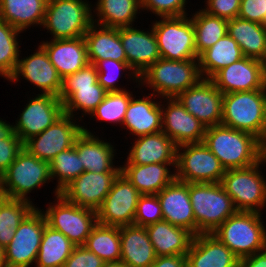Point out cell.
<instances>
[{
	"label": "cell",
	"instance_id": "obj_1",
	"mask_svg": "<svg viewBox=\"0 0 266 267\" xmlns=\"http://www.w3.org/2000/svg\"><path fill=\"white\" fill-rule=\"evenodd\" d=\"M203 143L225 170L250 167L261 160L262 142L257 137L224 125L206 128Z\"/></svg>",
	"mask_w": 266,
	"mask_h": 267
},
{
	"label": "cell",
	"instance_id": "obj_2",
	"mask_svg": "<svg viewBox=\"0 0 266 267\" xmlns=\"http://www.w3.org/2000/svg\"><path fill=\"white\" fill-rule=\"evenodd\" d=\"M201 79L198 59L178 61L160 58L139 76L137 86L152 88V93L161 100L176 98Z\"/></svg>",
	"mask_w": 266,
	"mask_h": 267
},
{
	"label": "cell",
	"instance_id": "obj_3",
	"mask_svg": "<svg viewBox=\"0 0 266 267\" xmlns=\"http://www.w3.org/2000/svg\"><path fill=\"white\" fill-rule=\"evenodd\" d=\"M221 125L250 133L262 142L266 136L265 89L224 94Z\"/></svg>",
	"mask_w": 266,
	"mask_h": 267
},
{
	"label": "cell",
	"instance_id": "obj_4",
	"mask_svg": "<svg viewBox=\"0 0 266 267\" xmlns=\"http://www.w3.org/2000/svg\"><path fill=\"white\" fill-rule=\"evenodd\" d=\"M262 213L237 211L212 234L239 259L266 249V226Z\"/></svg>",
	"mask_w": 266,
	"mask_h": 267
},
{
	"label": "cell",
	"instance_id": "obj_5",
	"mask_svg": "<svg viewBox=\"0 0 266 267\" xmlns=\"http://www.w3.org/2000/svg\"><path fill=\"white\" fill-rule=\"evenodd\" d=\"M197 235L214 232L237 210L221 183H189Z\"/></svg>",
	"mask_w": 266,
	"mask_h": 267
},
{
	"label": "cell",
	"instance_id": "obj_6",
	"mask_svg": "<svg viewBox=\"0 0 266 267\" xmlns=\"http://www.w3.org/2000/svg\"><path fill=\"white\" fill-rule=\"evenodd\" d=\"M107 91L98 83V72L94 64L89 63L84 68L62 79L59 99L63 103L64 114L75 118V111H81V120L86 114L91 115L103 101ZM75 113V114H74Z\"/></svg>",
	"mask_w": 266,
	"mask_h": 267
},
{
	"label": "cell",
	"instance_id": "obj_7",
	"mask_svg": "<svg viewBox=\"0 0 266 267\" xmlns=\"http://www.w3.org/2000/svg\"><path fill=\"white\" fill-rule=\"evenodd\" d=\"M50 181H52L50 163L38 159L25 148L18 153L14 162L0 176L4 197L29 202L32 201L28 194L35 189L37 191V188H42Z\"/></svg>",
	"mask_w": 266,
	"mask_h": 267
},
{
	"label": "cell",
	"instance_id": "obj_8",
	"mask_svg": "<svg viewBox=\"0 0 266 267\" xmlns=\"http://www.w3.org/2000/svg\"><path fill=\"white\" fill-rule=\"evenodd\" d=\"M92 7L87 0H48L42 27L53 40L84 37L93 23Z\"/></svg>",
	"mask_w": 266,
	"mask_h": 267
},
{
	"label": "cell",
	"instance_id": "obj_9",
	"mask_svg": "<svg viewBox=\"0 0 266 267\" xmlns=\"http://www.w3.org/2000/svg\"><path fill=\"white\" fill-rule=\"evenodd\" d=\"M264 164L261 159L250 167L225 171L220 183L237 211L262 213L266 207V178L260 171Z\"/></svg>",
	"mask_w": 266,
	"mask_h": 267
},
{
	"label": "cell",
	"instance_id": "obj_10",
	"mask_svg": "<svg viewBox=\"0 0 266 267\" xmlns=\"http://www.w3.org/2000/svg\"><path fill=\"white\" fill-rule=\"evenodd\" d=\"M53 202L46 211L42 209L47 225L63 233L75 246H83L98 223L96 211L70 203L61 194L55 195Z\"/></svg>",
	"mask_w": 266,
	"mask_h": 267
},
{
	"label": "cell",
	"instance_id": "obj_11",
	"mask_svg": "<svg viewBox=\"0 0 266 267\" xmlns=\"http://www.w3.org/2000/svg\"><path fill=\"white\" fill-rule=\"evenodd\" d=\"M161 19L152 24L161 58L178 61L198 59L191 17L183 15Z\"/></svg>",
	"mask_w": 266,
	"mask_h": 267
},
{
	"label": "cell",
	"instance_id": "obj_12",
	"mask_svg": "<svg viewBox=\"0 0 266 267\" xmlns=\"http://www.w3.org/2000/svg\"><path fill=\"white\" fill-rule=\"evenodd\" d=\"M225 171L203 142L177 146V180L186 183H220Z\"/></svg>",
	"mask_w": 266,
	"mask_h": 267
},
{
	"label": "cell",
	"instance_id": "obj_13",
	"mask_svg": "<svg viewBox=\"0 0 266 267\" xmlns=\"http://www.w3.org/2000/svg\"><path fill=\"white\" fill-rule=\"evenodd\" d=\"M47 221L37 206L24 218L5 247L7 267H29L36 263Z\"/></svg>",
	"mask_w": 266,
	"mask_h": 267
},
{
	"label": "cell",
	"instance_id": "obj_14",
	"mask_svg": "<svg viewBox=\"0 0 266 267\" xmlns=\"http://www.w3.org/2000/svg\"><path fill=\"white\" fill-rule=\"evenodd\" d=\"M77 123L74 117L63 114L46 130L26 140L23 148L50 163L57 154L74 146L76 138L83 131V126Z\"/></svg>",
	"mask_w": 266,
	"mask_h": 267
},
{
	"label": "cell",
	"instance_id": "obj_15",
	"mask_svg": "<svg viewBox=\"0 0 266 267\" xmlns=\"http://www.w3.org/2000/svg\"><path fill=\"white\" fill-rule=\"evenodd\" d=\"M140 192L120 173L101 206L96 210L98 223L110 226L132 225Z\"/></svg>",
	"mask_w": 266,
	"mask_h": 267
},
{
	"label": "cell",
	"instance_id": "obj_16",
	"mask_svg": "<svg viewBox=\"0 0 266 267\" xmlns=\"http://www.w3.org/2000/svg\"><path fill=\"white\" fill-rule=\"evenodd\" d=\"M34 98L24 105L15 125L12 123V131L18 135L24 143L30 137L35 136L51 126L63 112V103L59 97L52 94H36Z\"/></svg>",
	"mask_w": 266,
	"mask_h": 267
},
{
	"label": "cell",
	"instance_id": "obj_17",
	"mask_svg": "<svg viewBox=\"0 0 266 267\" xmlns=\"http://www.w3.org/2000/svg\"><path fill=\"white\" fill-rule=\"evenodd\" d=\"M224 94L210 79L202 78L196 85L180 93L176 99L186 111L206 128L221 125Z\"/></svg>",
	"mask_w": 266,
	"mask_h": 267
},
{
	"label": "cell",
	"instance_id": "obj_18",
	"mask_svg": "<svg viewBox=\"0 0 266 267\" xmlns=\"http://www.w3.org/2000/svg\"><path fill=\"white\" fill-rule=\"evenodd\" d=\"M210 80L223 93L264 88V61L244 56L220 69Z\"/></svg>",
	"mask_w": 266,
	"mask_h": 267
},
{
	"label": "cell",
	"instance_id": "obj_19",
	"mask_svg": "<svg viewBox=\"0 0 266 267\" xmlns=\"http://www.w3.org/2000/svg\"><path fill=\"white\" fill-rule=\"evenodd\" d=\"M20 76L23 77L22 79L30 81L33 87L39 88L42 94L59 96L62 78L40 45L33 54L25 56L23 59L19 58L17 67L8 81L17 83Z\"/></svg>",
	"mask_w": 266,
	"mask_h": 267
},
{
	"label": "cell",
	"instance_id": "obj_20",
	"mask_svg": "<svg viewBox=\"0 0 266 267\" xmlns=\"http://www.w3.org/2000/svg\"><path fill=\"white\" fill-rule=\"evenodd\" d=\"M166 104H161L162 132L177 146L189 143L203 142L206 127L176 98H163ZM165 105V107H164Z\"/></svg>",
	"mask_w": 266,
	"mask_h": 267
},
{
	"label": "cell",
	"instance_id": "obj_21",
	"mask_svg": "<svg viewBox=\"0 0 266 267\" xmlns=\"http://www.w3.org/2000/svg\"><path fill=\"white\" fill-rule=\"evenodd\" d=\"M119 174L84 171L60 194L70 203L96 211L110 192L112 184Z\"/></svg>",
	"mask_w": 266,
	"mask_h": 267
},
{
	"label": "cell",
	"instance_id": "obj_22",
	"mask_svg": "<svg viewBox=\"0 0 266 267\" xmlns=\"http://www.w3.org/2000/svg\"><path fill=\"white\" fill-rule=\"evenodd\" d=\"M120 39L127 63L138 77L161 58L152 26L148 31L133 26L120 27Z\"/></svg>",
	"mask_w": 266,
	"mask_h": 267
},
{
	"label": "cell",
	"instance_id": "obj_23",
	"mask_svg": "<svg viewBox=\"0 0 266 267\" xmlns=\"http://www.w3.org/2000/svg\"><path fill=\"white\" fill-rule=\"evenodd\" d=\"M163 220L197 235V225L189 195V183L175 179L157 193Z\"/></svg>",
	"mask_w": 266,
	"mask_h": 267
},
{
	"label": "cell",
	"instance_id": "obj_24",
	"mask_svg": "<svg viewBox=\"0 0 266 267\" xmlns=\"http://www.w3.org/2000/svg\"><path fill=\"white\" fill-rule=\"evenodd\" d=\"M74 146L78 152L84 171L96 173H121L120 166L114 165L115 153L111 142H105L83 126L82 133L76 138Z\"/></svg>",
	"mask_w": 266,
	"mask_h": 267
},
{
	"label": "cell",
	"instance_id": "obj_25",
	"mask_svg": "<svg viewBox=\"0 0 266 267\" xmlns=\"http://www.w3.org/2000/svg\"><path fill=\"white\" fill-rule=\"evenodd\" d=\"M187 267H238L239 258L212 233L195 235L186 254Z\"/></svg>",
	"mask_w": 266,
	"mask_h": 267
},
{
	"label": "cell",
	"instance_id": "obj_26",
	"mask_svg": "<svg viewBox=\"0 0 266 267\" xmlns=\"http://www.w3.org/2000/svg\"><path fill=\"white\" fill-rule=\"evenodd\" d=\"M40 46L46 51L50 62L62 79L89 64L84 37L46 40L42 41Z\"/></svg>",
	"mask_w": 266,
	"mask_h": 267
},
{
	"label": "cell",
	"instance_id": "obj_27",
	"mask_svg": "<svg viewBox=\"0 0 266 267\" xmlns=\"http://www.w3.org/2000/svg\"><path fill=\"white\" fill-rule=\"evenodd\" d=\"M154 96L153 93L139 96V99L132 96L121 125L130 135L139 137L162 131V102L156 101Z\"/></svg>",
	"mask_w": 266,
	"mask_h": 267
},
{
	"label": "cell",
	"instance_id": "obj_28",
	"mask_svg": "<svg viewBox=\"0 0 266 267\" xmlns=\"http://www.w3.org/2000/svg\"><path fill=\"white\" fill-rule=\"evenodd\" d=\"M134 141L124 164L176 163L177 145L164 132L139 136Z\"/></svg>",
	"mask_w": 266,
	"mask_h": 267
},
{
	"label": "cell",
	"instance_id": "obj_29",
	"mask_svg": "<svg viewBox=\"0 0 266 267\" xmlns=\"http://www.w3.org/2000/svg\"><path fill=\"white\" fill-rule=\"evenodd\" d=\"M172 167H174V172L170 171ZM175 167L176 163L120 165L121 173L141 195L157 194L167 185L172 183L176 179Z\"/></svg>",
	"mask_w": 266,
	"mask_h": 267
},
{
	"label": "cell",
	"instance_id": "obj_30",
	"mask_svg": "<svg viewBox=\"0 0 266 267\" xmlns=\"http://www.w3.org/2000/svg\"><path fill=\"white\" fill-rule=\"evenodd\" d=\"M121 258L128 267H150L157 255L143 226H120Z\"/></svg>",
	"mask_w": 266,
	"mask_h": 267
},
{
	"label": "cell",
	"instance_id": "obj_31",
	"mask_svg": "<svg viewBox=\"0 0 266 267\" xmlns=\"http://www.w3.org/2000/svg\"><path fill=\"white\" fill-rule=\"evenodd\" d=\"M89 63L105 59L127 62L120 39V27H106L92 23L84 34Z\"/></svg>",
	"mask_w": 266,
	"mask_h": 267
},
{
	"label": "cell",
	"instance_id": "obj_32",
	"mask_svg": "<svg viewBox=\"0 0 266 267\" xmlns=\"http://www.w3.org/2000/svg\"><path fill=\"white\" fill-rule=\"evenodd\" d=\"M157 257L186 255L194 235L187 229L162 220L145 227Z\"/></svg>",
	"mask_w": 266,
	"mask_h": 267
},
{
	"label": "cell",
	"instance_id": "obj_33",
	"mask_svg": "<svg viewBox=\"0 0 266 267\" xmlns=\"http://www.w3.org/2000/svg\"><path fill=\"white\" fill-rule=\"evenodd\" d=\"M227 33L238 43L243 56L266 61V26L239 17L228 20Z\"/></svg>",
	"mask_w": 266,
	"mask_h": 267
},
{
	"label": "cell",
	"instance_id": "obj_34",
	"mask_svg": "<svg viewBox=\"0 0 266 267\" xmlns=\"http://www.w3.org/2000/svg\"><path fill=\"white\" fill-rule=\"evenodd\" d=\"M48 0H0V19L23 31L42 26Z\"/></svg>",
	"mask_w": 266,
	"mask_h": 267
},
{
	"label": "cell",
	"instance_id": "obj_35",
	"mask_svg": "<svg viewBox=\"0 0 266 267\" xmlns=\"http://www.w3.org/2000/svg\"><path fill=\"white\" fill-rule=\"evenodd\" d=\"M95 5L93 23L114 28L134 26L141 10V0H97Z\"/></svg>",
	"mask_w": 266,
	"mask_h": 267
},
{
	"label": "cell",
	"instance_id": "obj_36",
	"mask_svg": "<svg viewBox=\"0 0 266 267\" xmlns=\"http://www.w3.org/2000/svg\"><path fill=\"white\" fill-rule=\"evenodd\" d=\"M238 43L227 33L213 46L203 51L199 57V69L202 78L210 79L220 69L243 58Z\"/></svg>",
	"mask_w": 266,
	"mask_h": 267
},
{
	"label": "cell",
	"instance_id": "obj_37",
	"mask_svg": "<svg viewBox=\"0 0 266 267\" xmlns=\"http://www.w3.org/2000/svg\"><path fill=\"white\" fill-rule=\"evenodd\" d=\"M75 245L61 232L46 225L42 234L36 267H63Z\"/></svg>",
	"mask_w": 266,
	"mask_h": 267
},
{
	"label": "cell",
	"instance_id": "obj_38",
	"mask_svg": "<svg viewBox=\"0 0 266 267\" xmlns=\"http://www.w3.org/2000/svg\"><path fill=\"white\" fill-rule=\"evenodd\" d=\"M83 246L105 263L119 262L121 258L120 227L97 223Z\"/></svg>",
	"mask_w": 266,
	"mask_h": 267
},
{
	"label": "cell",
	"instance_id": "obj_39",
	"mask_svg": "<svg viewBox=\"0 0 266 267\" xmlns=\"http://www.w3.org/2000/svg\"><path fill=\"white\" fill-rule=\"evenodd\" d=\"M195 48L199 56L227 34L228 20L210 15L202 9L192 14Z\"/></svg>",
	"mask_w": 266,
	"mask_h": 267
},
{
	"label": "cell",
	"instance_id": "obj_40",
	"mask_svg": "<svg viewBox=\"0 0 266 267\" xmlns=\"http://www.w3.org/2000/svg\"><path fill=\"white\" fill-rule=\"evenodd\" d=\"M33 202L3 197L0 201V245L11 242L24 218L35 208Z\"/></svg>",
	"mask_w": 266,
	"mask_h": 267
},
{
	"label": "cell",
	"instance_id": "obj_41",
	"mask_svg": "<svg viewBox=\"0 0 266 267\" xmlns=\"http://www.w3.org/2000/svg\"><path fill=\"white\" fill-rule=\"evenodd\" d=\"M84 172V166L81 164L78 152L75 146L60 152L50 162V173L52 180H57L55 195L70 184L74 179Z\"/></svg>",
	"mask_w": 266,
	"mask_h": 267
},
{
	"label": "cell",
	"instance_id": "obj_42",
	"mask_svg": "<svg viewBox=\"0 0 266 267\" xmlns=\"http://www.w3.org/2000/svg\"><path fill=\"white\" fill-rule=\"evenodd\" d=\"M21 31L0 19V76L9 80L21 54L18 39Z\"/></svg>",
	"mask_w": 266,
	"mask_h": 267
},
{
	"label": "cell",
	"instance_id": "obj_43",
	"mask_svg": "<svg viewBox=\"0 0 266 267\" xmlns=\"http://www.w3.org/2000/svg\"><path fill=\"white\" fill-rule=\"evenodd\" d=\"M133 96L128 90L107 92L103 101L96 107L89 117L114 124H122L126 110Z\"/></svg>",
	"mask_w": 266,
	"mask_h": 267
},
{
	"label": "cell",
	"instance_id": "obj_44",
	"mask_svg": "<svg viewBox=\"0 0 266 267\" xmlns=\"http://www.w3.org/2000/svg\"><path fill=\"white\" fill-rule=\"evenodd\" d=\"M93 64L98 72V83L107 92L126 90V88H122L116 84L118 79L122 76L120 74L122 70H125L126 73L128 70L129 72L127 76H130L128 78H132L133 82L134 80L136 83L139 82V77L132 71L127 62H118L112 59H105L101 61H95Z\"/></svg>",
	"mask_w": 266,
	"mask_h": 267
},
{
	"label": "cell",
	"instance_id": "obj_45",
	"mask_svg": "<svg viewBox=\"0 0 266 267\" xmlns=\"http://www.w3.org/2000/svg\"><path fill=\"white\" fill-rule=\"evenodd\" d=\"M162 220L163 213L157 194L140 195L133 224L146 227Z\"/></svg>",
	"mask_w": 266,
	"mask_h": 267
},
{
	"label": "cell",
	"instance_id": "obj_46",
	"mask_svg": "<svg viewBox=\"0 0 266 267\" xmlns=\"http://www.w3.org/2000/svg\"><path fill=\"white\" fill-rule=\"evenodd\" d=\"M187 0H141V11L147 10L159 18L187 15Z\"/></svg>",
	"mask_w": 266,
	"mask_h": 267
},
{
	"label": "cell",
	"instance_id": "obj_47",
	"mask_svg": "<svg viewBox=\"0 0 266 267\" xmlns=\"http://www.w3.org/2000/svg\"><path fill=\"white\" fill-rule=\"evenodd\" d=\"M22 149L23 142L12 130L0 139V176L14 162Z\"/></svg>",
	"mask_w": 266,
	"mask_h": 267
},
{
	"label": "cell",
	"instance_id": "obj_48",
	"mask_svg": "<svg viewBox=\"0 0 266 267\" xmlns=\"http://www.w3.org/2000/svg\"><path fill=\"white\" fill-rule=\"evenodd\" d=\"M206 6L202 8L206 13L223 19L238 17L241 0H206Z\"/></svg>",
	"mask_w": 266,
	"mask_h": 267
},
{
	"label": "cell",
	"instance_id": "obj_49",
	"mask_svg": "<svg viewBox=\"0 0 266 267\" xmlns=\"http://www.w3.org/2000/svg\"><path fill=\"white\" fill-rule=\"evenodd\" d=\"M105 262L84 246H75L63 267H103Z\"/></svg>",
	"mask_w": 266,
	"mask_h": 267
},
{
	"label": "cell",
	"instance_id": "obj_50",
	"mask_svg": "<svg viewBox=\"0 0 266 267\" xmlns=\"http://www.w3.org/2000/svg\"><path fill=\"white\" fill-rule=\"evenodd\" d=\"M238 17L264 25L266 0H241Z\"/></svg>",
	"mask_w": 266,
	"mask_h": 267
},
{
	"label": "cell",
	"instance_id": "obj_51",
	"mask_svg": "<svg viewBox=\"0 0 266 267\" xmlns=\"http://www.w3.org/2000/svg\"><path fill=\"white\" fill-rule=\"evenodd\" d=\"M150 267H187L186 255L159 256Z\"/></svg>",
	"mask_w": 266,
	"mask_h": 267
},
{
	"label": "cell",
	"instance_id": "obj_52",
	"mask_svg": "<svg viewBox=\"0 0 266 267\" xmlns=\"http://www.w3.org/2000/svg\"><path fill=\"white\" fill-rule=\"evenodd\" d=\"M238 267H266V249L239 259Z\"/></svg>",
	"mask_w": 266,
	"mask_h": 267
},
{
	"label": "cell",
	"instance_id": "obj_53",
	"mask_svg": "<svg viewBox=\"0 0 266 267\" xmlns=\"http://www.w3.org/2000/svg\"><path fill=\"white\" fill-rule=\"evenodd\" d=\"M12 124L3 121V119H0V139L4 138L11 130H12Z\"/></svg>",
	"mask_w": 266,
	"mask_h": 267
},
{
	"label": "cell",
	"instance_id": "obj_54",
	"mask_svg": "<svg viewBox=\"0 0 266 267\" xmlns=\"http://www.w3.org/2000/svg\"><path fill=\"white\" fill-rule=\"evenodd\" d=\"M0 267H7L5 260V248L0 245Z\"/></svg>",
	"mask_w": 266,
	"mask_h": 267
},
{
	"label": "cell",
	"instance_id": "obj_55",
	"mask_svg": "<svg viewBox=\"0 0 266 267\" xmlns=\"http://www.w3.org/2000/svg\"><path fill=\"white\" fill-rule=\"evenodd\" d=\"M261 159L263 160L264 163H266V136L262 141Z\"/></svg>",
	"mask_w": 266,
	"mask_h": 267
},
{
	"label": "cell",
	"instance_id": "obj_56",
	"mask_svg": "<svg viewBox=\"0 0 266 267\" xmlns=\"http://www.w3.org/2000/svg\"><path fill=\"white\" fill-rule=\"evenodd\" d=\"M103 267H128L126 264L123 262H110V263H105Z\"/></svg>",
	"mask_w": 266,
	"mask_h": 267
},
{
	"label": "cell",
	"instance_id": "obj_57",
	"mask_svg": "<svg viewBox=\"0 0 266 267\" xmlns=\"http://www.w3.org/2000/svg\"><path fill=\"white\" fill-rule=\"evenodd\" d=\"M264 89L266 92V61L264 62Z\"/></svg>",
	"mask_w": 266,
	"mask_h": 267
},
{
	"label": "cell",
	"instance_id": "obj_58",
	"mask_svg": "<svg viewBox=\"0 0 266 267\" xmlns=\"http://www.w3.org/2000/svg\"><path fill=\"white\" fill-rule=\"evenodd\" d=\"M4 197V194H3V192H2V189H1V185H0V201H1V199Z\"/></svg>",
	"mask_w": 266,
	"mask_h": 267
}]
</instances>
